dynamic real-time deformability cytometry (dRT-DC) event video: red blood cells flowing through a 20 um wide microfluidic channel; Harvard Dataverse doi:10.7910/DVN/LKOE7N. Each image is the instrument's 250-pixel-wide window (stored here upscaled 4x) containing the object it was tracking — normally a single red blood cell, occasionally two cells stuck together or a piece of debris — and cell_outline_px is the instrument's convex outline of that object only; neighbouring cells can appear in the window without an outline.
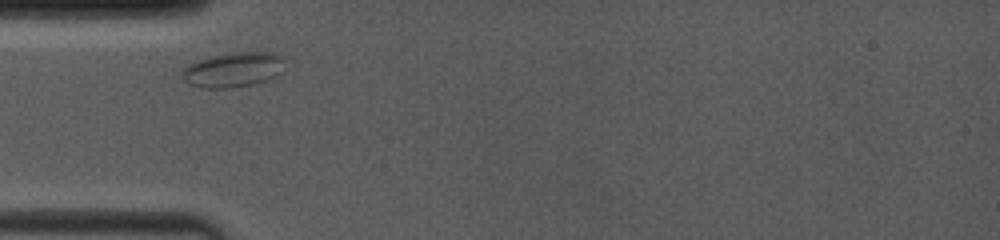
{"species": "common noctule bat (a hibernating species)", "species_latin": "Nyctalus noctula", "temperature_condition": "room temperature", "stored_images_in_passage": 2, "camera_frame_rate_fps": 4000, "um_per_image_px": 0.085, "animal": {"sex": "female", "body_mass_g": 19.0, "forearm_length_mm": 53.3}, "frame": {"image": 1, "passage_image": 1, "time_ms": 0.0, "image_size_px": [1000, 240], "cell_outline_px": [[280, 60], [272, 76], [264, 80], [252, 84], [232, 88], [200, 88], [184, 80], [180, 72], [180, 68], [196, 60], [208, 56], [228, 52], [272, 52], [280, 56]], "centroid_in_image_um": [19.61, 5.91], "position_along_channel_um": 65.4, "area_um2": 20.35}}